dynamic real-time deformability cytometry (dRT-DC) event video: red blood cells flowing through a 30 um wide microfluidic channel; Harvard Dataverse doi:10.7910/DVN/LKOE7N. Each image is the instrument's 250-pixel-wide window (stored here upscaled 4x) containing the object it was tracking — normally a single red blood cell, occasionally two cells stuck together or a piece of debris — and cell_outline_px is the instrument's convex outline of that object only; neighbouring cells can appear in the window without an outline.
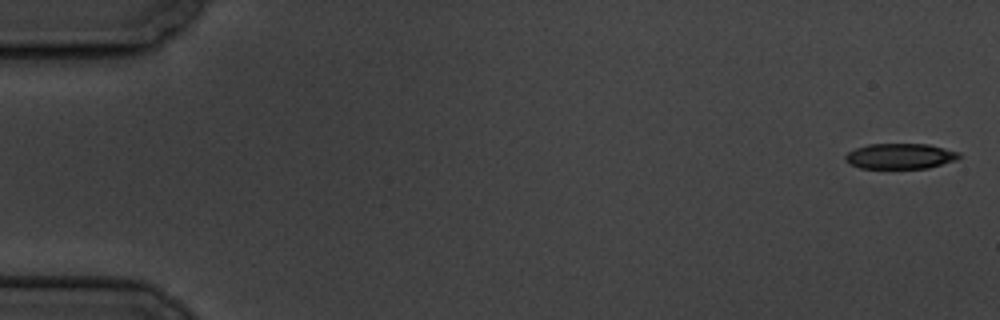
{"species": "common noctule bat (a hibernating species)", "species_latin": "Nyctalus noctula", "temperature_condition": "cold", "stored_images_in_passage": 5, "camera_frame_rate_fps": 3000, "um_per_image_px": 0.085, "animal": {"sex": "male", "body_mass_g": 19.5, "forearm_length_mm": 54.6}, "frame": {"image": 1, "passage_image": 1, "time_ms": 0.0, "image_size_px": [1000, 320], "cell_outline_px": [[960, 156], [956, 160], [928, 168], [860, 168], [844, 160], [844, 156], [848, 152], [856, 148], [868, 144], [928, 144], [960, 152]], "centroid_in_image_um": [76.51, 13.27], "position_along_channel_um": 8.5, "area_um2": 16.82}}
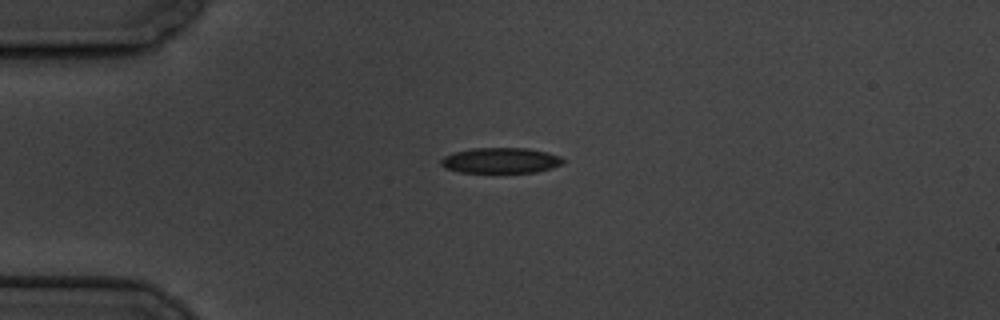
{"frame": {"image": 2, "passage_image": 4, "time_ms": 4.333, "image_size_px": [1000, 320], "cell_outline_px": [[564, 160], [560, 164], [552, 168], [536, 172], [460, 172], [444, 168], [440, 164], [440, 160], [444, 156], [452, 152], [472, 148], [528, 148], [548, 152], [560, 156]], "centroid_in_image_um": [42.52, 13.63], "position_along_channel_um": 42.5, "area_um2": 18.21}}